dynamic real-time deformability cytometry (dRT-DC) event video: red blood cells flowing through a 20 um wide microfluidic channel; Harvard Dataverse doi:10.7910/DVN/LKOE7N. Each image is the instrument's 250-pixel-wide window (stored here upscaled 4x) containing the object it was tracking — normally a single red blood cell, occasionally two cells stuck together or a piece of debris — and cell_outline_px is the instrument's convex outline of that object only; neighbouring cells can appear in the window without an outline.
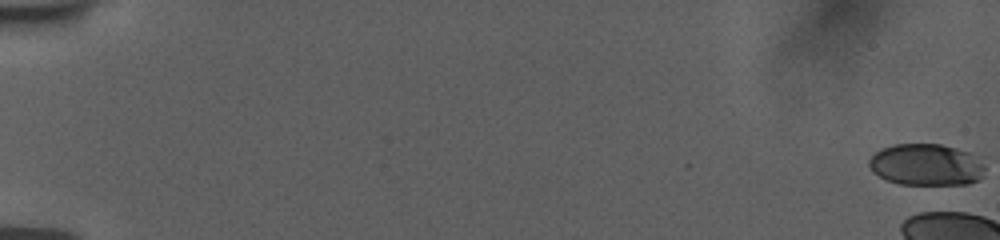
{"species": "human", "species_latin": "Homo sapiens", "temperature_condition": "room temperature", "stored_images_in_passage": 5, "camera_frame_rate_fps": 3000, "um_per_image_px": 0.085, "donor": {"sex": "female"}, "frame": {"image": 1, "passage_image": 1, "time_ms": 0.0, "image_size_px": [1000, 240], "cell_outline_px": [[984, 168], [980, 176], [976, 180], [968, 184], [900, 184], [888, 180], [872, 172], [868, 164], [868, 160], [880, 148], [896, 144], [940, 144], [956, 148], [968, 152]], "centroid_in_image_um": [78.64, 13.99], "position_along_channel_um": 6.4, "area_um2": 27.63}}